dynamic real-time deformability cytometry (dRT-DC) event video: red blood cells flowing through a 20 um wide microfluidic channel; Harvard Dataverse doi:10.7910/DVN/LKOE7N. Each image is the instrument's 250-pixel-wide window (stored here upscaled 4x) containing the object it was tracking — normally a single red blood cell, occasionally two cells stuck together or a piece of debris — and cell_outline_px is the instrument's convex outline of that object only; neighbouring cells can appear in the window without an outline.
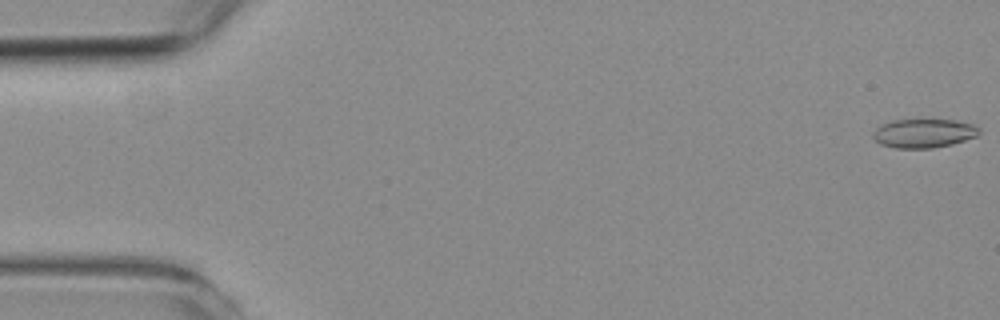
{"species": "common noctule bat (a hibernating species)", "species_latin": "Nyctalus noctula", "temperature_condition": "room temperature", "stored_images_in_passage": 56, "segment_of_instrument_passage": [1, 2], "camera_frame_rate_fps": 3000, "um_per_image_px": 0.085, "animal": {"sex": "female", "body_mass_g": 19.3, "forearm_length_mm": 54.1}, "frame": {"image": 1, "passage_image": 1, "time_ms": 0.0, "image_size_px": [1000, 320], "cell_outline_px": [[980, 132], [976, 136], [952, 144], [932, 148], [896, 148], [880, 144], [872, 136], [872, 132], [876, 128], [892, 120], [956, 120], [972, 124], [980, 128]], "centroid_in_image_um": [78.52, 11.33], "position_along_channel_um": 6.5, "area_um2": 17.74}}
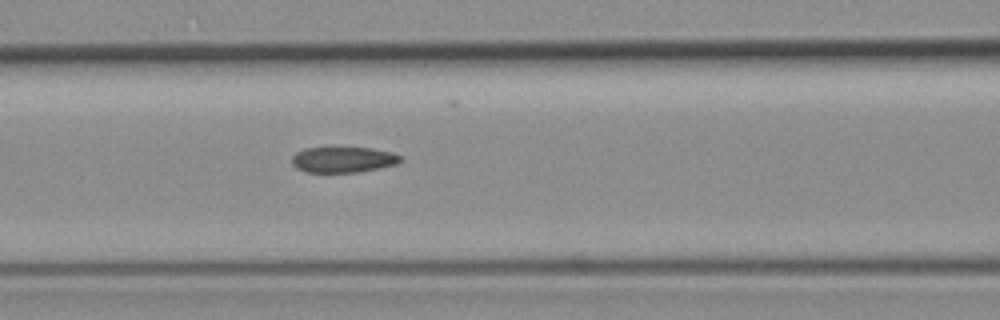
{"frame": {"image": 2, "passage_image": 23, "time_ms": 7.333, "image_size_px": [1000, 320], "cell_outline_px": [[404, 160], [396, 164], [380, 168], [356, 172], [304, 172], [296, 168], [292, 164], [292, 156], [296, 152], [304, 148], [372, 148], [392, 152], [400, 156]], "centroid_in_image_um": [29.16, 13.57], "position_along_channel_um": 137.4, "area_um2": 16.3}}
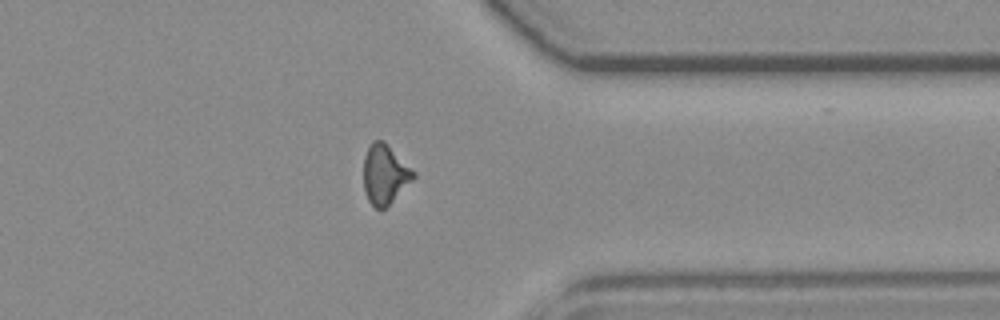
{"frame": {"image": 3, "passage_image": 43, "time_ms": 14.0, "image_size_px": [1000, 320], "cell_outline_px": [[416, 176], [384, 208], [376, 208], [368, 200], [364, 192], [364, 156], [372, 140], [384, 140], [416, 172]], "centroid_in_image_um": [32.7, 14.77], "position_along_channel_um": 378.7, "area_um2": 17.11}}